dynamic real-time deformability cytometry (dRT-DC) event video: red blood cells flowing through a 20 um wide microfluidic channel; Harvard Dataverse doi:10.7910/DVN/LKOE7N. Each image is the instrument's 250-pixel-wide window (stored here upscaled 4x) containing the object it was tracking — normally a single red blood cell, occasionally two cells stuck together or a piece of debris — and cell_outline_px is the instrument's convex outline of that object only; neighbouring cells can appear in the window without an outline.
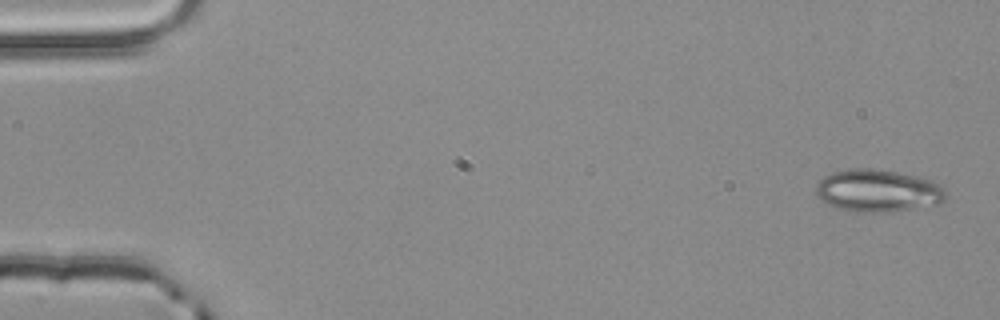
{"species": "common noctule bat (a hibernating species)", "species_latin": "Nyctalus noctula", "temperature_condition": "room temperature", "stored_images_in_passage": 4, "camera_frame_rate_fps": 3000, "um_per_image_px": 0.085, "animal": {"sex": "male", "body_mass_g": 20.4}, "frame": {"image": 1, "passage_image": 1, "time_ms": 0.0, "image_size_px": [1000, 320], "cell_outline_px": [[944, 200], [940, 204], [884, 212], [848, 212], [836, 208], [828, 204], [816, 192], [816, 184], [824, 176], [832, 172], [848, 168], [872, 168], [896, 172], [916, 176], [932, 180], [944, 188]], "centroid_in_image_um": [74.59, 16.2], "position_along_channel_um": 10.4, "area_um2": 32.02}}